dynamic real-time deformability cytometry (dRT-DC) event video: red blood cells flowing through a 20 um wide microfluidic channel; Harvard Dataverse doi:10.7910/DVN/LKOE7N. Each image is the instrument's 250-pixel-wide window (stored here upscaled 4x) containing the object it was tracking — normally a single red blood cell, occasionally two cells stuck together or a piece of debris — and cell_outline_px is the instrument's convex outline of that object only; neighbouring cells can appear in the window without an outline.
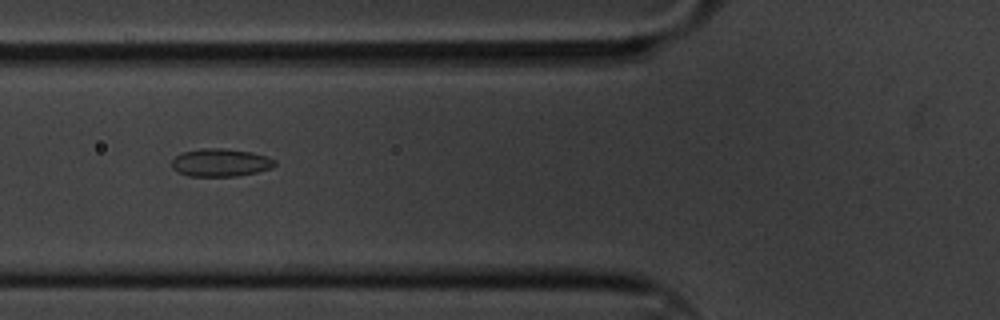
{"species": "common noctule bat (a hibernating species)", "species_latin": "Nyctalus noctula", "temperature_condition": "cold", "stored_images_in_passage": 3, "camera_frame_rate_fps": 3000, "um_per_image_px": 0.085, "animal": {"sex": "male", "body_mass_g": 20.1, "forearm_length_mm": 53.5}, "frame": {"image": 1, "passage_image": 2, "time_ms": 0.333, "image_size_px": [1000, 320], "cell_outline_px": [[276, 164], [272, 168], [256, 172], [236, 176], [188, 176], [172, 168], [172, 160], [176, 156], [184, 152], [200, 148], [224, 148], [252, 152], [276, 160]], "centroid_in_image_um": [18.75, 13.81], "position_along_channel_um": 107.0, "area_um2": 16.65}}
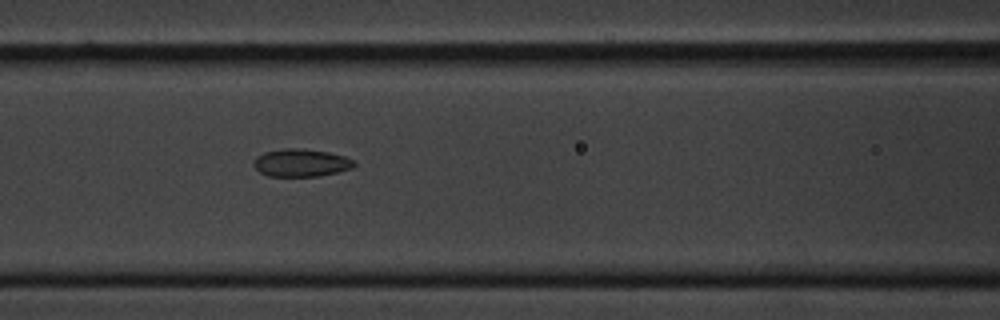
{"frame": {"image": 2, "passage_image": 3, "time_ms": 0.667, "image_size_px": [1000, 320], "cell_outline_px": [[356, 164], [352, 168], [320, 176], [268, 176], [260, 172], [252, 164], [256, 156], [264, 152], [284, 148], [296, 148], [328, 152], [344, 156], [356, 160]], "centroid_in_image_um": [25.59, 13.83], "position_along_channel_um": 141.0, "area_um2": 16.24}}